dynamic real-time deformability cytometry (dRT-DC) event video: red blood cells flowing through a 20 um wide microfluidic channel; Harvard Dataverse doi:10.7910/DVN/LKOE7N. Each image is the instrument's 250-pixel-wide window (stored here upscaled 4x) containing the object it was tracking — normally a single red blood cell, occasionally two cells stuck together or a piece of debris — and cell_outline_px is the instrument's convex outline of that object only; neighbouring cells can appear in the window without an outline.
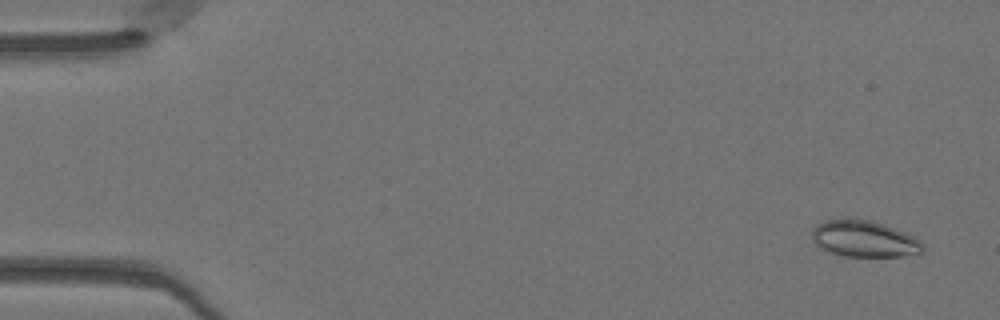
{"species": "Egyptian fruit bat (a non-hibernating species)", "species_latin": "Rousettus aegyptiacus", "temperature_condition": "warm", "stored_images_in_passage": 50, "camera_frame_rate_fps": 3000, "um_per_image_px": 0.085, "animal": {"sex": "female"}, "frame": {"image": 1, "passage_image": 3, "time_ms": 0.667, "image_size_px": [1000, 320], "cell_outline_px": [[924, 252], [904, 256], [844, 256], [820, 248], [812, 240], [812, 228], [816, 224], [824, 220], [856, 216], [884, 224], [908, 232], [920, 240], [924, 244]], "centroid_in_image_um": [73.46, 20.26], "position_along_channel_um": 11.5, "area_um2": 24.22}}
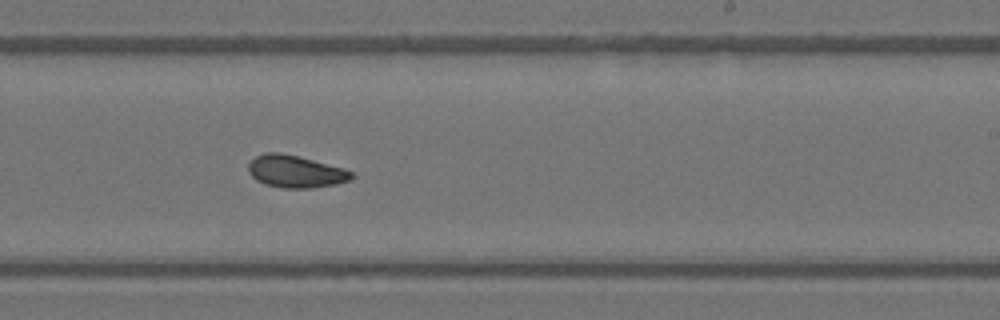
{"frame": {"image": 2, "passage_image": 31, "time_ms": 10.0, "image_size_px": [1000, 320], "cell_outline_px": [[352, 180], [336, 184], [312, 188], [280, 188], [264, 184], [256, 180], [248, 172], [248, 164], [256, 156], [264, 152], [280, 152], [344, 168], [352, 172]], "centroid_in_image_um": [25.09, 14.59], "position_along_channel_um": 263.9, "area_um2": 19.42}}
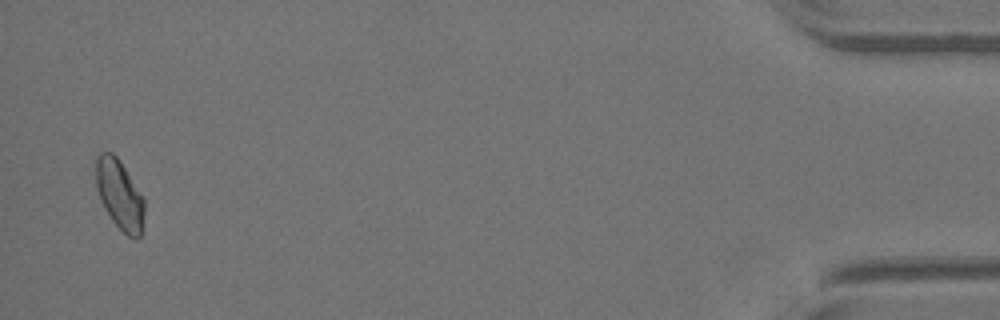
{"frame": {"image": 3, "passage_image": 49, "time_ms": 16.0, "image_size_px": [1000, 320], "cell_outline_px": [[144, 216], [140, 236], [136, 240], [128, 236], [112, 220], [104, 208], [100, 200], [96, 188], [96, 156], [100, 152], [112, 152], [116, 156], [124, 168], [144, 200]], "centroid_in_image_um": [10.14, 16.56], "position_along_channel_um": 425.1, "area_um2": 19.36}, "authors_computed_cell_mechanics": {"area_um2": 19.6809, "velocity_mm_per_s": 4.1038, "shape_relaxation_time_tau1_ms": 8.1993, "shape_relaxation_time_tau2_ms": 1.226, "deformation_change_tau1": 0.121, "deformation_change_tau2": 0.0482}}